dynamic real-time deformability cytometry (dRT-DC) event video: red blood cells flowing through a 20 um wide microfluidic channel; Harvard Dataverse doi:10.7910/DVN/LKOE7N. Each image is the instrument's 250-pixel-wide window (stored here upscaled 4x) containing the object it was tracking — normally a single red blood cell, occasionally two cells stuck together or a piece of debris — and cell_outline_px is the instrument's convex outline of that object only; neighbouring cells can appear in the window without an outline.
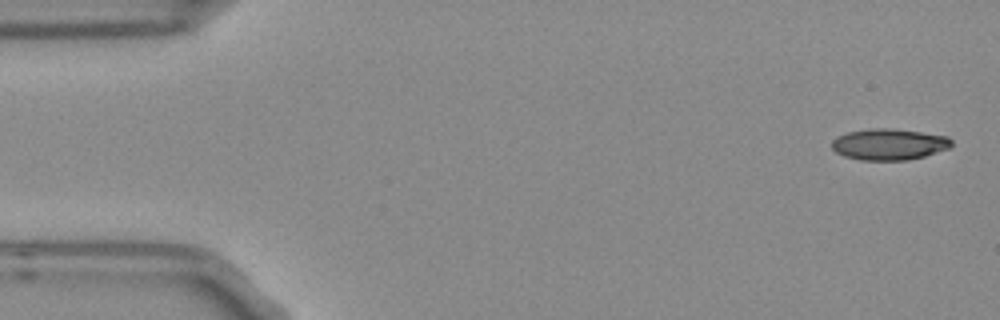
{"species": "Egyptian fruit bat (a non-hibernating species)", "species_latin": "Rousettus aegyptiacus", "temperature_condition": "room temperature", "stored_images_in_passage": 4, "camera_frame_rate_fps": 3000, "um_per_image_px": 0.085, "frame": {"image": 1, "passage_image": 1, "time_ms": 0.0, "image_size_px": [1000, 320], "cell_outline_px": [[952, 144], [948, 148], [924, 156], [908, 160], [860, 160], [844, 156], [836, 152], [832, 148], [832, 140], [836, 136], [848, 132], [868, 128], [892, 128], [948, 136], [952, 140]], "centroid_in_image_um": [75.54, 12.26], "position_along_channel_um": 9.5, "area_um2": 21.85}}